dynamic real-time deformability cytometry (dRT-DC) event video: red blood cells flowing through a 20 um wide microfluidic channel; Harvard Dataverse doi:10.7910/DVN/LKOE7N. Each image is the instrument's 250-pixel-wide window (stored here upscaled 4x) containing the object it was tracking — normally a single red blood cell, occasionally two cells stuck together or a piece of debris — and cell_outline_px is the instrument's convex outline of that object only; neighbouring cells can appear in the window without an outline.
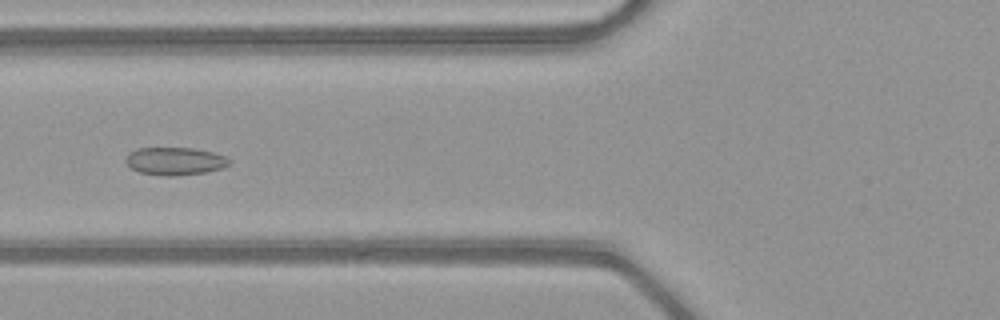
{"species": "common noctule bat (a hibernating species)", "species_latin": "Nyctalus noctula", "temperature_condition": "warm", "stored_images_in_passage": 51, "camera_frame_rate_fps": 3000, "um_per_image_px": 0.085, "animal": {"sex": "female", "body_mass_g": 21.9}, "frame": {"image": 1, "passage_image": 21, "time_ms": 6.667, "image_size_px": [1000, 320], "cell_outline_px": [[232, 160], [228, 164], [220, 168], [204, 172], [176, 176], [164, 176], [140, 172], [132, 168], [124, 160], [128, 152], [136, 148], [192, 148], [212, 152], [224, 156]], "centroid_in_image_um": [14.83, 13.69], "position_along_channel_um": 111.0, "area_um2": 16.65}}
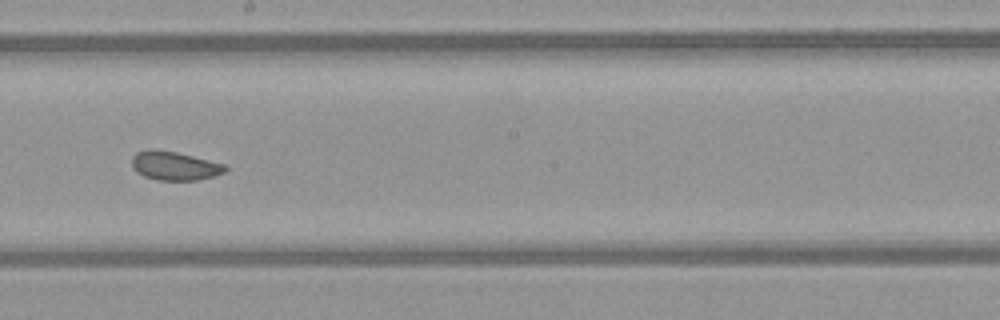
{"frame": {"image": 2, "passage_image": 30, "time_ms": 9.667, "image_size_px": [1000, 320], "cell_outline_px": [[228, 168], [224, 172], [216, 176], [196, 180], [156, 180], [144, 176], [136, 172], [132, 168], [132, 156], [136, 152], [148, 148], [156, 148], [176, 152], [224, 164]], "centroid_in_image_um": [14.79, 14.08], "position_along_channel_um": 233.4, "area_um2": 15.84}}
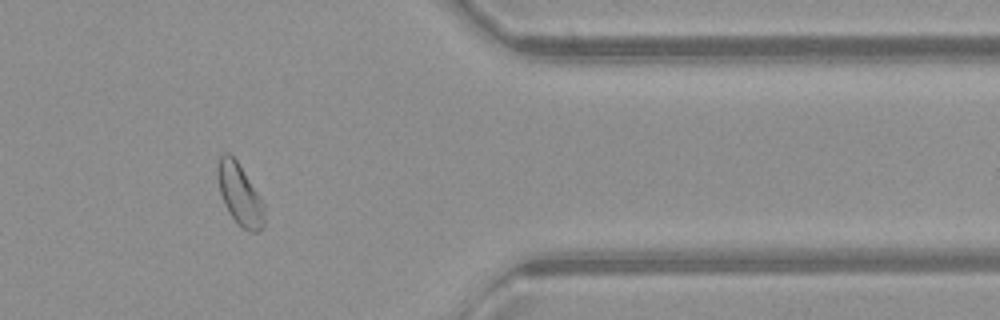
{"frame": {"image": 3, "passage_image": 43, "time_ms": 14.0, "image_size_px": [1000, 320], "cell_outline_px": [[264, 224], [260, 232], [248, 232], [228, 212], [224, 204], [220, 192], [216, 176], [216, 164], [220, 156], [224, 152], [228, 152], [236, 160], [260, 196], [264, 204]], "centroid_in_image_um": [20.36, 16.51], "position_along_channel_um": 391.0, "area_um2": 16.7}, "authors_computed_cell_mechanics": {"area_um2": 17.629, "velocity_mm_per_s": 4.0784, "shape_relaxation_time_tau1_ms": 2.9788, "shape_relaxation_time_tau2_ms": 1.0578, "deformation_change_tau1": 0.0745, "deformation_change_tau2": 0.056}}